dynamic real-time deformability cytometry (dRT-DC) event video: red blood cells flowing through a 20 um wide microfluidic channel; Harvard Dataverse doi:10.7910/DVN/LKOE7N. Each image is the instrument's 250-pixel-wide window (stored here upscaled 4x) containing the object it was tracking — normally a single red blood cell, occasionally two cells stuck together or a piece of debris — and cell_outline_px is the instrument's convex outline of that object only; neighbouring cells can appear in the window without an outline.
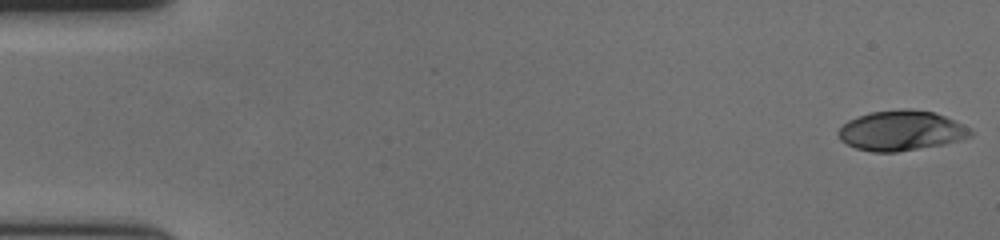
{"species": "human", "species_latin": "Homo sapiens", "temperature_condition": "cold", "stored_images_in_passage": 57, "camera_frame_rate_fps": 3000, "um_per_image_px": 0.085, "donor": {"sex": "female"}, "frame": {"image": 1, "passage_image": 1, "time_ms": 0.0, "image_size_px": [1000, 240], "cell_outline_px": [[972, 136], [944, 144], [896, 152], [872, 152], [856, 148], [840, 140], [836, 132], [848, 120], [872, 112], [904, 108], [912, 108], [932, 112], [944, 116], [968, 128], [972, 132]], "centroid_in_image_um": [76.56, 11.1], "position_along_channel_um": 8.4, "area_um2": 30.52}}
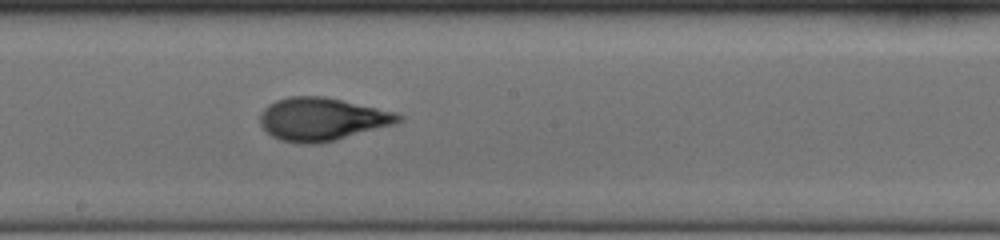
{"frame": {"image": 2, "passage_image": 32, "time_ms": 10.333, "image_size_px": [1000, 240], "cell_outline_px": [[404, 120], [396, 124], [336, 140], [320, 144], [300, 144], [280, 140], [272, 136], [260, 124], [260, 116], [264, 108], [268, 104], [276, 100], [288, 96], [324, 96], [396, 112], [404, 116]], "centroid_in_image_um": [27.39, 10.13], "position_along_channel_um": 220.8, "area_um2": 34.91}}
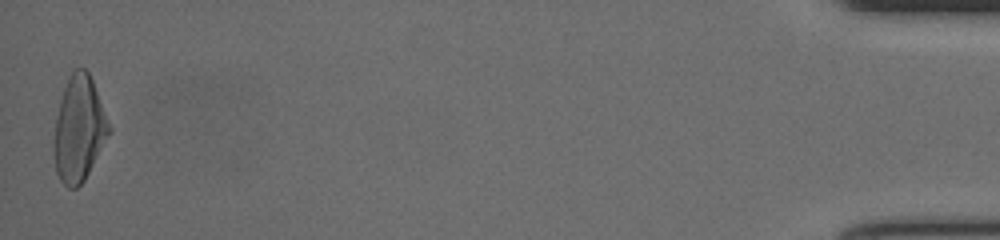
{"frame": {"image": 3, "passage_image": 57, "time_ms": 18.667, "image_size_px": [1000, 240], "cell_outline_px": [[112, 132], [84, 180], [76, 188], [68, 188], [60, 180], [56, 172], [52, 148], [56, 120], [60, 100], [68, 76], [76, 68], [84, 68], [88, 72], [92, 80], [112, 128]], "centroid_in_image_um": [6.72, 10.98], "position_along_channel_um": 428.5, "area_um2": 33.93}, "authors_computed_cell_mechanics": {"area_um2": 32.8882, "velocity_mm_per_s": 3.6404, "shape_relaxation_time_tau1_ms": 4.0208, "shape_relaxation_time_tau2_ms": 1.0184, "deformation_change_tau1": 0.2047, "deformation_change_tau2": 0.0793}}